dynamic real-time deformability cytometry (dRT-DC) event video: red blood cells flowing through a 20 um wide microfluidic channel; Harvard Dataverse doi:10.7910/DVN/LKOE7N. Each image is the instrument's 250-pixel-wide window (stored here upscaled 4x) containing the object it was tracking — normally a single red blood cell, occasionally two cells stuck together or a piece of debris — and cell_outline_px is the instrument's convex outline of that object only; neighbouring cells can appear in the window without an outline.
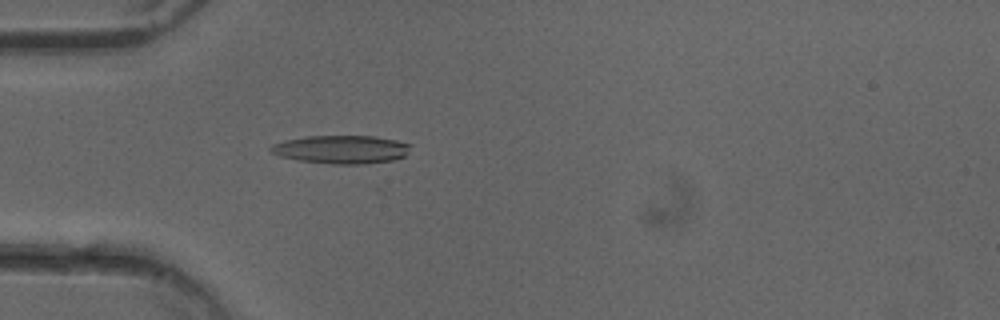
{"species": "common noctule bat (a hibernating species)", "species_latin": "Nyctalus noctula", "temperature_condition": "cold", "stored_images_in_passage": 51, "camera_frame_rate_fps": 3000, "um_per_image_px": 0.085, "animal": {"sex": "female"}, "frame": {"image": 1, "passage_image": 15, "time_ms": 4.667, "image_size_px": [1000, 320], "cell_outline_px": [[412, 144], [404, 156], [392, 160], [368, 164], [332, 164], [300, 160], [280, 156], [272, 152], [268, 148], [272, 144], [284, 140], [308, 136], [376, 136], [396, 140]], "centroid_in_image_um": [29.02, 12.7], "position_along_channel_um": 56.0, "area_um2": 23.0}}
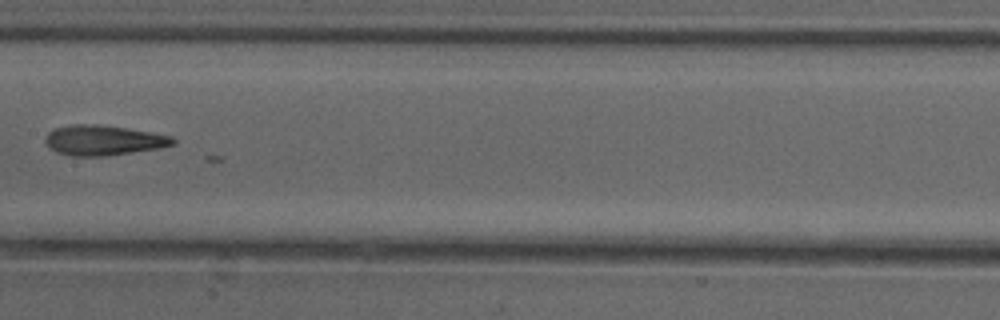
{"frame": {"image": 2, "passage_image": 26, "time_ms": 8.333, "image_size_px": [1000, 320], "cell_outline_px": [[176, 144], [160, 148], [104, 156], [72, 156], [56, 152], [44, 140], [48, 132], [56, 128], [76, 124], [96, 124], [124, 128], [172, 136], [176, 140]], "centroid_in_image_um": [8.8, 11.93], "position_along_channel_um": 198.6, "area_um2": 22.08}}
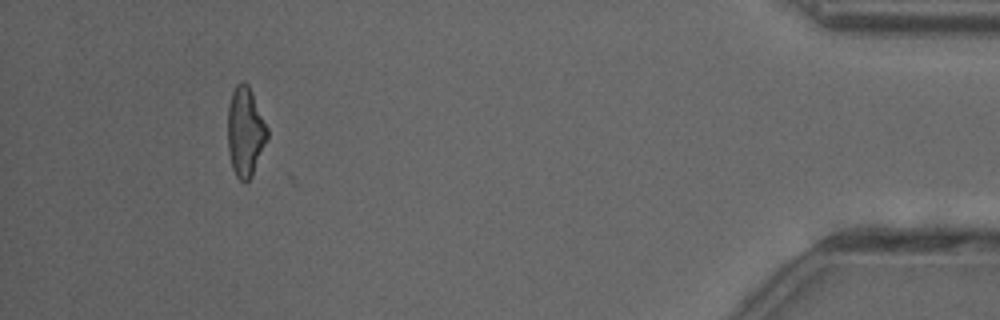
{"frame": {"image": 3, "passage_image": 47, "time_ms": 15.333, "image_size_px": [1000, 320], "cell_outline_px": [[268, 136], [252, 176], [248, 180], [240, 180], [236, 176], [232, 168], [228, 152], [228, 108], [232, 92], [236, 84], [240, 80], [244, 80], [248, 84], [268, 128]], "centroid_in_image_um": [20.84, 11.17], "position_along_channel_um": 414.4, "area_um2": 20.52}}